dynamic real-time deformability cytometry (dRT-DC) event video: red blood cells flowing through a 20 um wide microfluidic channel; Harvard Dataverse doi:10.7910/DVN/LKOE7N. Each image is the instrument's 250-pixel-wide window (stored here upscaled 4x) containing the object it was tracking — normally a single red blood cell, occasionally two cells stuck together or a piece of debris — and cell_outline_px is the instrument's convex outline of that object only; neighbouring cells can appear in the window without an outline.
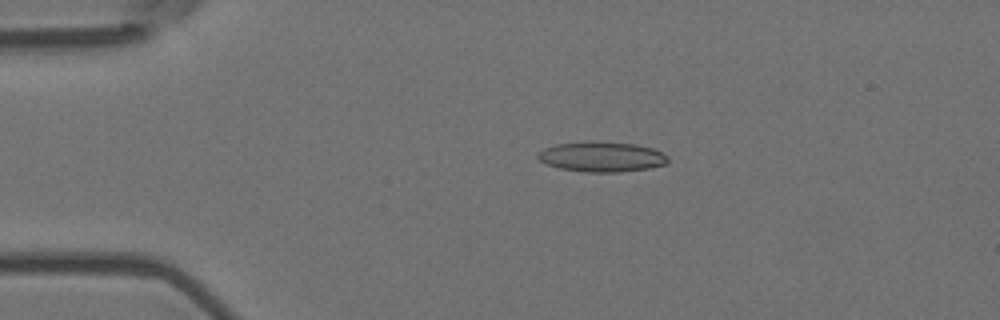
{"species": "Egyptian fruit bat (a non-hibernating species)", "species_latin": "Rousettus aegyptiacus", "temperature_condition": "room temperature", "stored_images_in_passage": 5, "camera_frame_rate_fps": 3000, "um_per_image_px": 0.085, "animal": {"sex": "female"}, "frame": {"image": 1, "passage_image": 3, "time_ms": 0.667, "image_size_px": [1000, 320], "cell_outline_px": [[668, 164], [648, 168], [620, 172], [584, 172], [560, 168], [548, 164], [540, 160], [536, 156], [544, 148], [556, 144], [592, 140], [636, 144], [652, 148], [668, 156]], "centroid_in_image_um": [51.16, 13.31], "position_along_channel_um": 33.8, "area_um2": 22.95}}
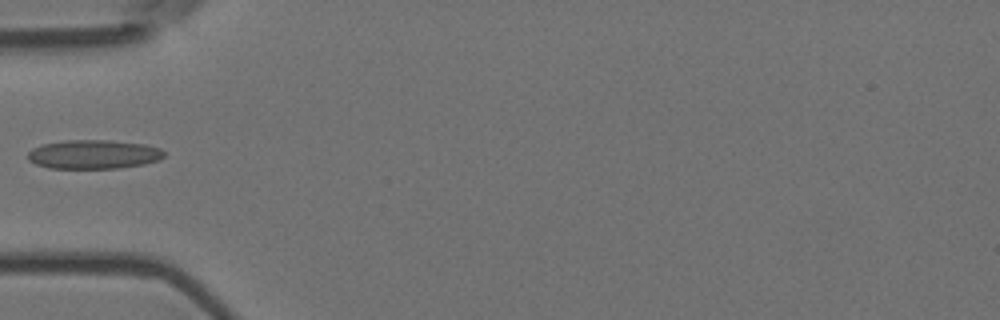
{"frame": {"image": 2, "passage_image": 5, "time_ms": 1.333, "image_size_px": [1000, 320], "cell_outline_px": [[164, 156], [160, 160], [144, 164], [116, 168], [48, 168], [36, 164], [28, 160], [28, 152], [32, 148], [44, 144], [68, 140], [108, 140], [144, 144], [160, 148], [164, 152]], "centroid_in_image_um": [7.96, 13.12], "position_along_channel_um": 77.0, "area_um2": 22.95}}